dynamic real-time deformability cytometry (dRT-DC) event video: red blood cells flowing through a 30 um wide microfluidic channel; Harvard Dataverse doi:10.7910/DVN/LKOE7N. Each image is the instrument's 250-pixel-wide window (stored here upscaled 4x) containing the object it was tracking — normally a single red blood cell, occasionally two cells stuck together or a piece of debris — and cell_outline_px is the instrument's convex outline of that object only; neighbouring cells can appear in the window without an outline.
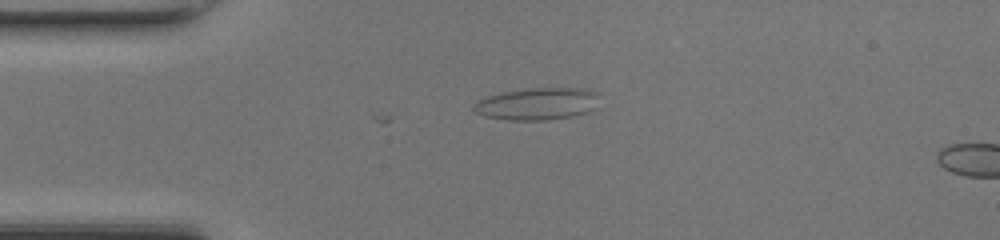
{"species": "common noctule bat (a hibernating species)", "species_latin": "Nyctalus noctula", "temperature_condition": "room temperature", "stored_images_in_passage": 2, "camera_frame_rate_fps": 3000, "um_per_image_px": 0.085, "animal": {"sex": "female", "body_mass_g": 17.0, "forearm_length_mm": 48.0}, "frame": {"image": 1, "passage_image": 2, "time_ms": 0.333, "image_size_px": [1000, 240], "cell_outline_px": [[600, 108], [588, 112], [572, 116], [544, 120], [508, 120], [484, 116], [476, 112], [472, 108], [472, 104], [476, 100], [484, 96], [500, 92], [524, 88], [580, 88], [596, 92], [600, 96]], "centroid_in_image_um": [45.68, 8.81], "position_along_channel_um": 39.3, "area_um2": 24.22}}